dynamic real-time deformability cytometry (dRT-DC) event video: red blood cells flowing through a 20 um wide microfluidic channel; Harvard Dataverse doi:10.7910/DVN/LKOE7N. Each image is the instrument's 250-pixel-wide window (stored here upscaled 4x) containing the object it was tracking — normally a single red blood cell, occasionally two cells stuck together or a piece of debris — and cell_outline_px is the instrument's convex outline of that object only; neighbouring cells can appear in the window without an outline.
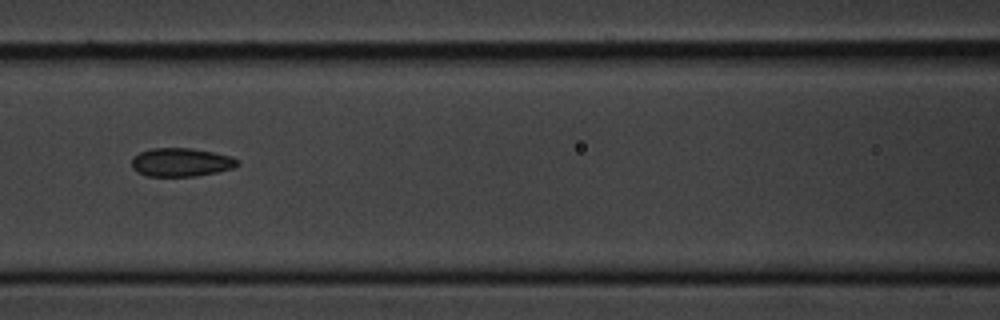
{"species": "common noctule bat (a hibernating species)", "species_latin": "Nyctalus noctula", "temperature_condition": "cold", "stored_images_in_passage": 11, "camera_frame_rate_fps": 3000, "um_per_image_px": 0.085, "animal": {"sex": "male", "body_mass_g": 20.1, "forearm_length_mm": 53.5}, "frame": {"image": 1, "passage_image": 7, "time_ms": 7.0, "image_size_px": [1000, 320], "cell_outline_px": [[240, 164], [232, 168], [216, 172], [196, 176], [148, 176], [136, 172], [132, 168], [132, 156], [140, 152], [152, 148], [192, 148], [232, 156], [240, 160]], "centroid_in_image_um": [15.39, 13.79], "position_along_channel_um": 151.2, "area_um2": 17.69}}
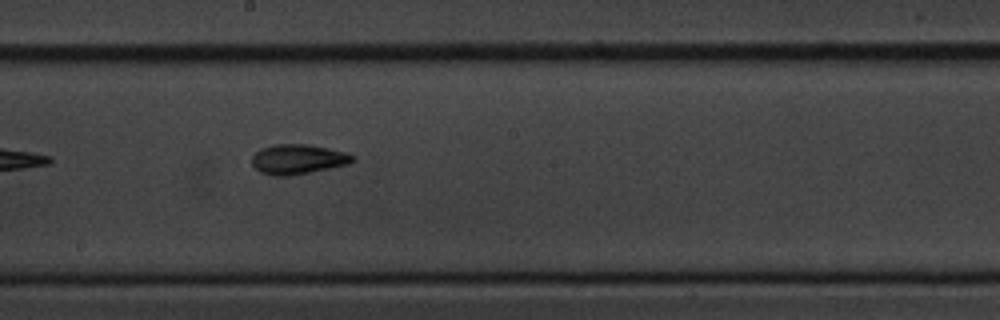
{"frame": {"image": 2, "passage_image": 10, "time_ms": 12.667, "image_size_px": [1000, 320], "cell_outline_px": [[356, 160], [348, 164], [288, 176], [272, 176], [260, 172], [252, 164], [252, 156], [260, 148], [276, 144], [308, 144], [348, 152], [356, 156]], "centroid_in_image_um": [25.34, 13.52], "position_along_channel_um": 222.9, "area_um2": 17.57}}
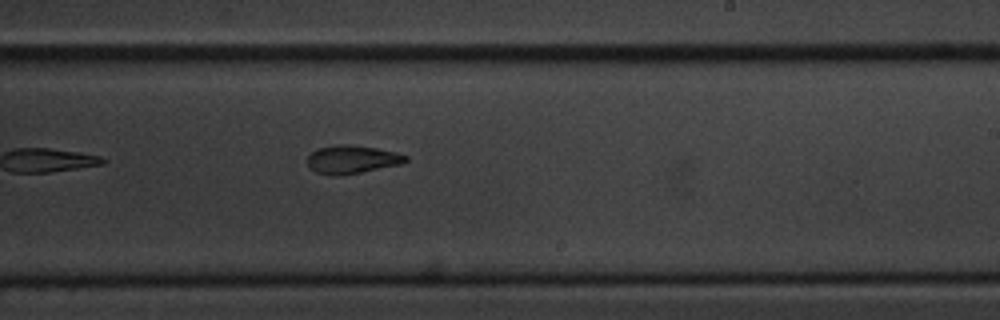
{"frame": {"image": 3, "passage_image": 11, "time_ms": 13.667, "image_size_px": [1000, 320], "cell_outline_px": [[408, 160], [400, 164], [360, 172], [336, 176], [332, 176], [316, 172], [308, 168], [308, 156], [316, 148], [336, 144], [352, 144], [376, 148], [396, 152], [408, 156]], "centroid_in_image_um": [29.88, 13.54], "position_along_channel_um": 259.1, "area_um2": 16.24}}